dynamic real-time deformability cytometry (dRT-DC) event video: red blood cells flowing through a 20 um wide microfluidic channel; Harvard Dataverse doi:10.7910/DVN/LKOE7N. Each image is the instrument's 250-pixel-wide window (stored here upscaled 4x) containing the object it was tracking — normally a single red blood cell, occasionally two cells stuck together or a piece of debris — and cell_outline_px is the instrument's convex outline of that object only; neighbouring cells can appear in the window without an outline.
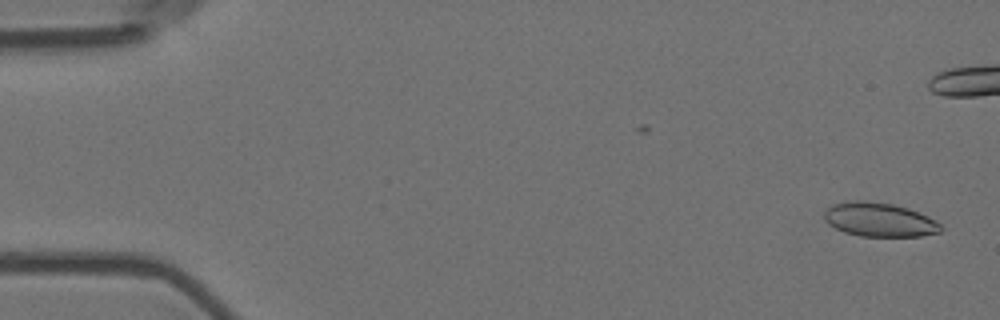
{"species": "Egyptian fruit bat (a non-hibernating species)", "species_latin": "Rousettus aegyptiacus", "temperature_condition": "room temperature", "stored_images_in_passage": 49, "camera_frame_rate_fps": 3000, "um_per_image_px": 0.085, "animal": {"sex": "female"}, "frame": {"image": 1, "passage_image": 2, "time_ms": 0.333, "image_size_px": [1000, 320], "cell_outline_px": [[944, 228], [940, 232], [920, 236], [860, 236], [844, 232], [828, 224], [824, 220], [824, 212], [832, 204], [848, 200], [864, 200], [892, 204], [908, 208], [928, 216], [940, 224]], "centroid_in_image_um": [74.72, 18.66], "position_along_channel_um": 10.3, "area_um2": 23.18}}
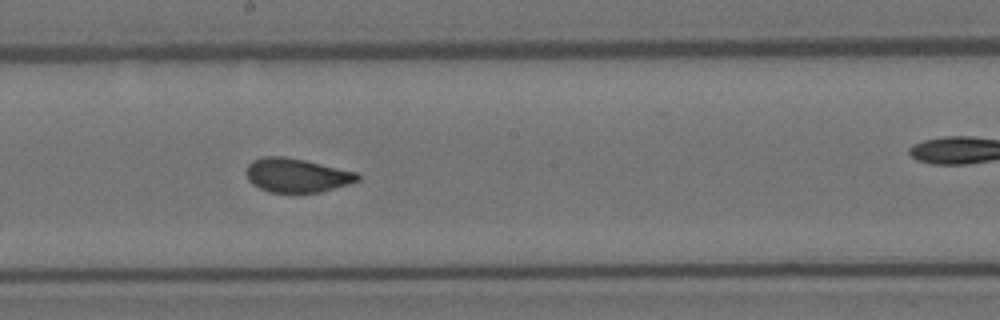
{"frame": {"image": 2, "passage_image": 31, "time_ms": 10.0, "image_size_px": [1000, 320], "cell_outline_px": [[360, 180], [348, 184], [320, 192], [296, 196], [268, 192], [252, 184], [248, 180], [244, 172], [248, 164], [252, 160], [264, 156], [284, 156], [304, 160], [356, 172], [360, 176]], "centroid_in_image_um": [25.17, 14.94], "position_along_channel_um": 223.0, "area_um2": 22.77}}
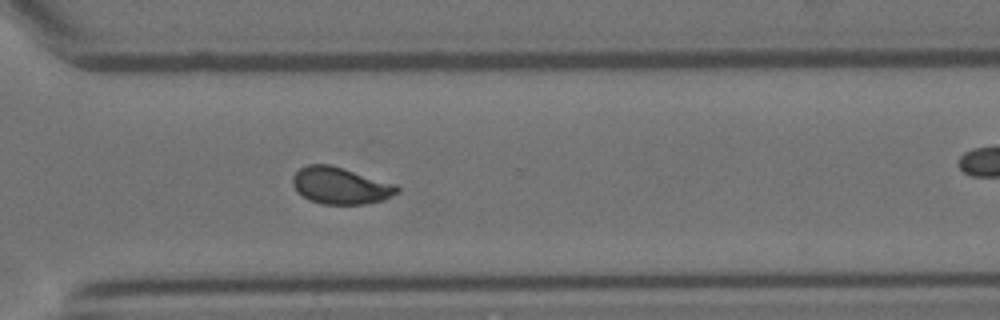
{"frame": {"image": 3, "passage_image": 41, "time_ms": 13.333, "image_size_px": [1000, 320], "cell_outline_px": [[400, 192], [384, 200], [364, 204], [320, 204], [308, 200], [296, 192], [292, 184], [292, 176], [300, 168], [308, 164], [328, 164], [396, 184], [400, 188]], "centroid_in_image_um": [28.92, 15.8], "position_along_channel_um": 341.7, "area_um2": 22.54}, "authors_computed_cell_mechanics": {"area_um2": 22.5998, "velocity_mm_per_s": 3.5733, "shape_relaxation_time_tau1_ms": 9.2441, "shape_relaxation_time_tau2_ms": 0.9034, "deformation_change_tau1": 0.2091, "deformation_change_tau2": 0.0524}}